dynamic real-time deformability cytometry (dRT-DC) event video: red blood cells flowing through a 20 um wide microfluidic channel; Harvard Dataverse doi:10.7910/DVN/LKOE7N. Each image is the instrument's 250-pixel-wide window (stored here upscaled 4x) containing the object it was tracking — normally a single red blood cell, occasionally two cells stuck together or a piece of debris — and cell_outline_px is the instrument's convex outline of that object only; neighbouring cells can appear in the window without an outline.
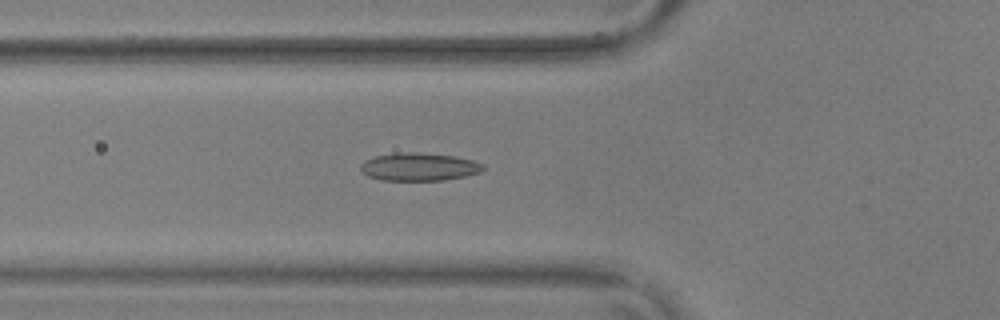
{"species": "common noctule bat (a hibernating species)", "species_latin": "Nyctalus noctula", "temperature_condition": "warm", "stored_images_in_passage": 56, "camera_frame_rate_fps": 3000, "um_per_image_px": 0.085, "animal": {"sex": "male", "body_mass_g": 17.9, "forearm_length_mm": 54.2}, "frame": {"image": 1, "passage_image": 21, "time_ms": 6.667, "image_size_px": [1000, 320], "cell_outline_px": [[484, 168], [480, 172], [464, 176], [444, 180], [380, 180], [368, 176], [360, 172], [360, 164], [364, 160], [376, 156], [400, 152], [412, 152], [456, 156], [472, 160], [484, 164]], "centroid_in_image_um": [35.58, 14.18], "position_along_channel_um": 90.2, "area_um2": 19.94}}
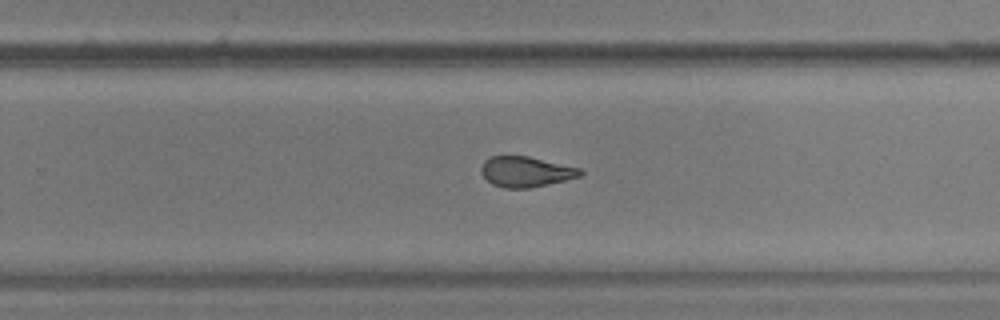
{"frame": {"image": 2, "passage_image": 37, "time_ms": 12.0, "image_size_px": [1000, 320], "cell_outline_px": [[584, 172], [580, 176], [532, 188], [504, 188], [492, 184], [480, 172], [480, 168], [484, 160], [492, 156], [528, 156], [580, 168]], "centroid_in_image_um": [44.68, 14.6], "position_along_channel_um": 285.1, "area_um2": 17.51}}
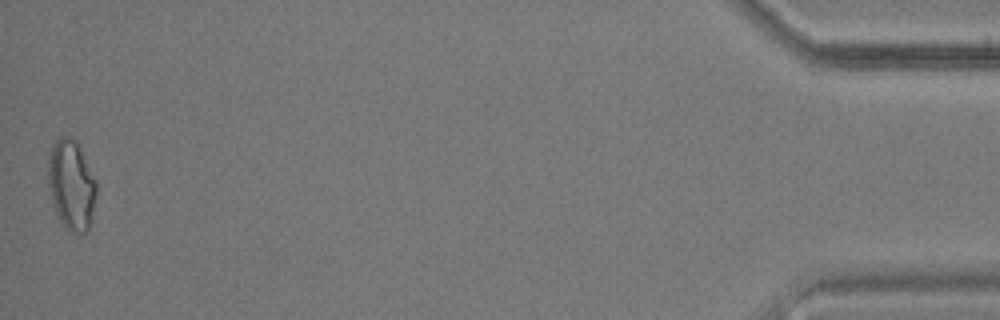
{"frame": {"image": 3, "passage_image": 56, "time_ms": 18.333, "image_size_px": [1000, 320], "cell_outline_px": [[96, 196], [88, 228], [84, 232], [76, 232], [68, 228], [60, 220], [56, 212], [48, 184], [48, 156], [52, 144], [60, 136], [68, 136], [76, 140], [96, 180]], "centroid_in_image_um": [6.05, 15.64], "position_along_channel_um": 429.1, "area_um2": 24.85}, "authors_computed_cell_mechanics": {"area_um2": 18.6983, "velocity_mm_per_s": 3.6439, "shape_relaxation_time_tau1_ms": null, "shape_relaxation_time_tau2_ms": 2.5519, "deformation_change_tau1": null, "deformation_change_tau2": 0.0922}}